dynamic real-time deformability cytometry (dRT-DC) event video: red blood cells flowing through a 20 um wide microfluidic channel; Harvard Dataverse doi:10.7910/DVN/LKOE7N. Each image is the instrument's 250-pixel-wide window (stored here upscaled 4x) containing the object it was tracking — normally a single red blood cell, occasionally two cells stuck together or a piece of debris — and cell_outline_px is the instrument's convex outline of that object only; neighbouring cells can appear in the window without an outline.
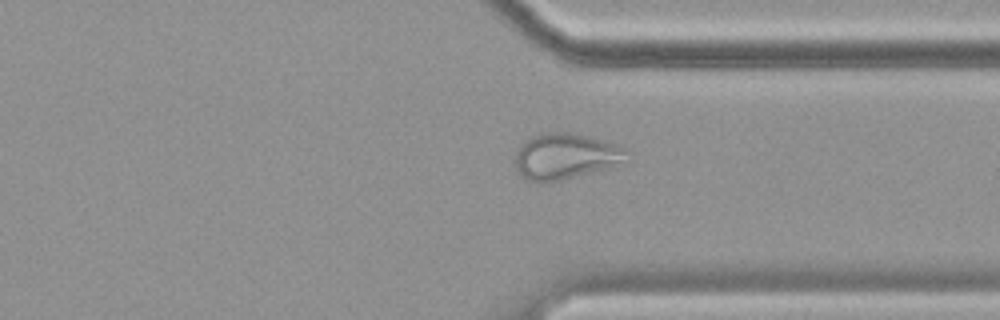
{"species": "common noctule bat (a hibernating species)", "species_latin": "Nyctalus noctula", "temperature_condition": "cold", "stored_images_in_passage": 48, "camera_frame_rate_fps": 3000, "um_per_image_px": 0.085, "animal": {"sex": "female", "body_mass_g": 19.9}, "frame": {"image": 1, "passage_image": 34, "time_ms": 11.0, "image_size_px": [1000, 320], "cell_outline_px": [[628, 152], [620, 160], [604, 168], [564, 180], [528, 180], [520, 176], [516, 168], [516, 152], [520, 144], [524, 140], [540, 132], [568, 132], [588, 136], [616, 144], [628, 148]], "centroid_in_image_um": [47.98, 13.24], "position_along_channel_um": 363.4, "area_um2": 29.19}}
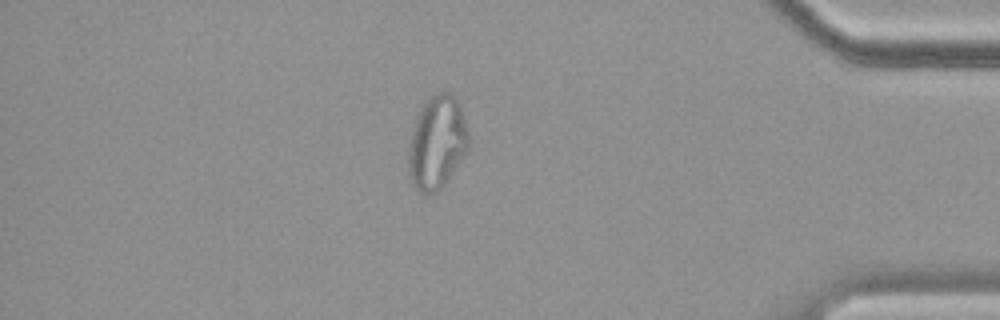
{"frame": {"image": 2, "passage_image": 40, "time_ms": 13.0, "image_size_px": [1000, 320], "cell_outline_px": [[468, 152], [444, 184], [436, 192], [424, 196], [416, 192], [412, 184], [408, 172], [408, 148], [412, 132], [420, 108], [428, 96], [436, 92], [452, 92], [456, 96], [460, 104], [468, 132]], "centroid_in_image_um": [37.14, 12.12], "position_along_channel_um": 398.1, "area_um2": 33.23}}
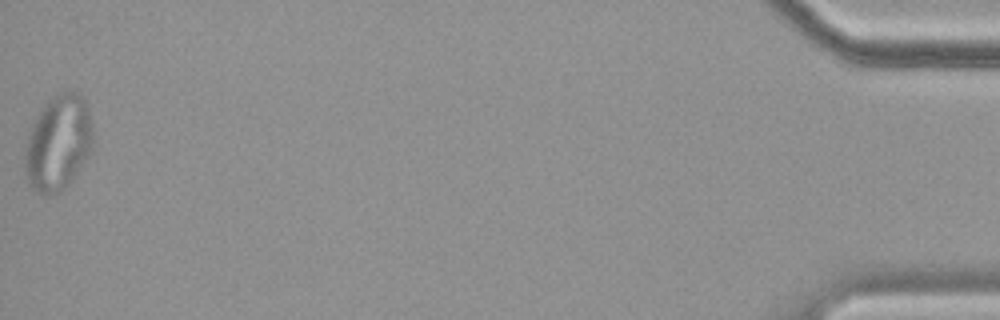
{"frame": {"image": 3, "passage_image": 48, "time_ms": 15.667, "image_size_px": [1000, 320], "cell_outline_px": [[92, 148], [88, 156], [72, 180], [60, 192], [48, 196], [40, 196], [28, 184], [24, 168], [24, 148], [28, 132], [40, 108], [56, 92], [68, 88], [80, 92], [84, 96], [88, 108], [92, 124]], "centroid_in_image_um": [4.92, 12.11], "position_along_channel_um": 430.3, "area_um2": 39.02}, "authors_computed_cell_mechanics": {"area_um2": 29.1023, "velocity_mm_per_s": 3.5048, "shape_relaxation_time_tau1_ms": null, "shape_relaxation_time_tau2_ms": 1.8229, "deformation_change_tau1": null, "deformation_change_tau2": 0.0945}}